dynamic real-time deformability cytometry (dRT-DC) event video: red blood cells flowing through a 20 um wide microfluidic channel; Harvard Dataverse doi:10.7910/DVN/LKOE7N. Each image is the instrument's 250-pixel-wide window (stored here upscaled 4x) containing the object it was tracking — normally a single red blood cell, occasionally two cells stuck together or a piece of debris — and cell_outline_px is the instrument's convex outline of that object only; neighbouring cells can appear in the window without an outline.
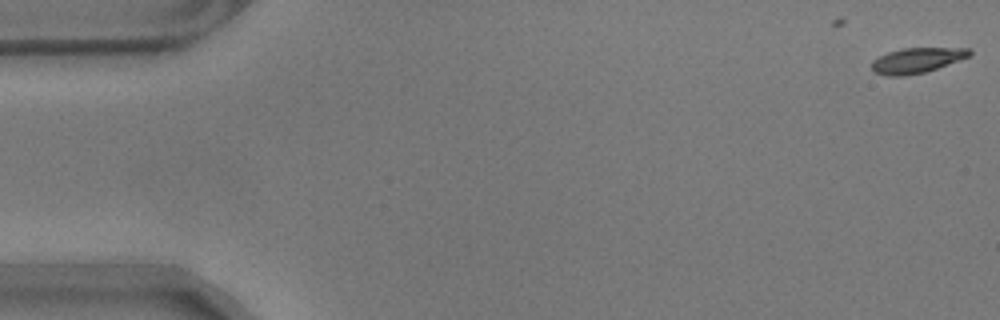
{"species": "common noctule bat (a hibernating species)", "species_latin": "Nyctalus noctula", "temperature_condition": "warm", "stored_images_in_passage": 2, "camera_frame_rate_fps": 3000, "um_per_image_px": 0.085, "animal": {"sex": "male", "body_mass_g": 17.9}, "frame": {"image": 1, "passage_image": 2, "time_ms": 0.333, "image_size_px": [1000, 320], "cell_outline_px": [[972, 56], [924, 72], [904, 76], [884, 76], [872, 72], [872, 60], [888, 52], [904, 48], [968, 48], [972, 52]], "centroid_in_image_um": [77.91, 5.14], "position_along_channel_um": 7.1, "area_um2": 14.39}}